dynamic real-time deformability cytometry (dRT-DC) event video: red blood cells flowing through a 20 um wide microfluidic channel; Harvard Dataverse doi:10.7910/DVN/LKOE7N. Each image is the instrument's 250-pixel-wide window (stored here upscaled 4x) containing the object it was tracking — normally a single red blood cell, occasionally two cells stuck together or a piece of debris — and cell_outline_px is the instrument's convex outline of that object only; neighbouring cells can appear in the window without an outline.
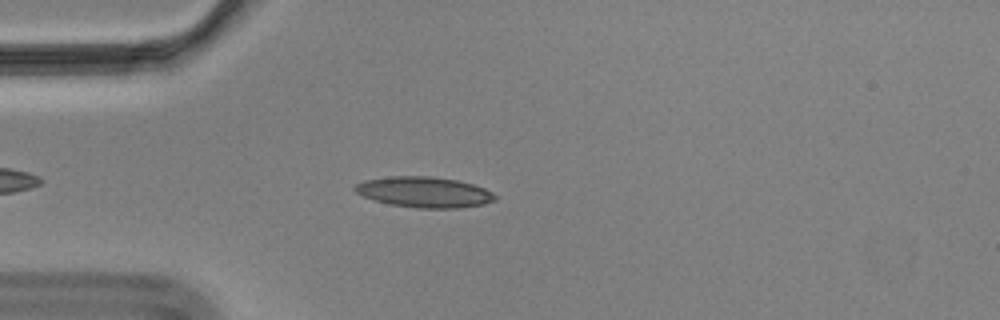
{"species": "Egyptian fruit bat (a non-hibernating species)", "species_latin": "Rousettus aegyptiacus", "temperature_condition": "cold", "stored_images_in_passage": 50, "camera_frame_rate_fps": 3000, "um_per_image_px": 0.085, "animal": {"sex": "male"}, "frame": {"image": 1, "passage_image": 8, "time_ms": 2.333, "image_size_px": [1000, 320], "cell_outline_px": [[496, 200], [484, 204], [460, 208], [416, 208], [392, 204], [376, 200], [364, 196], [356, 192], [352, 188], [356, 184], [364, 180], [392, 176], [432, 176], [456, 180], [472, 184], [484, 188], [492, 192], [496, 196]], "centroid_in_image_um": [36.08, 16.33], "position_along_channel_um": 48.9, "area_um2": 24.91}}
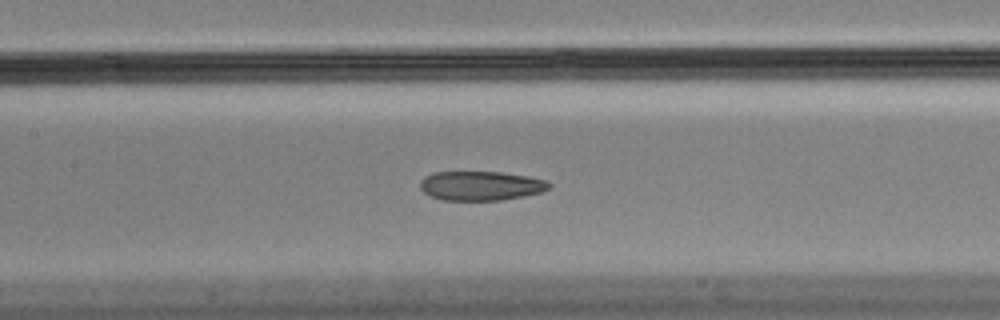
{"frame": {"image": 2, "passage_image": 19, "time_ms": 6.0, "image_size_px": [1000, 320], "cell_outline_px": [[552, 184], [548, 188], [540, 192], [524, 196], [500, 200], [444, 200], [432, 196], [424, 192], [420, 188], [420, 180], [424, 176], [436, 172], [500, 172], [528, 176], [544, 180]], "centroid_in_image_um": [40.85, 15.78], "position_along_channel_um": 166.6, "area_um2": 21.85}}
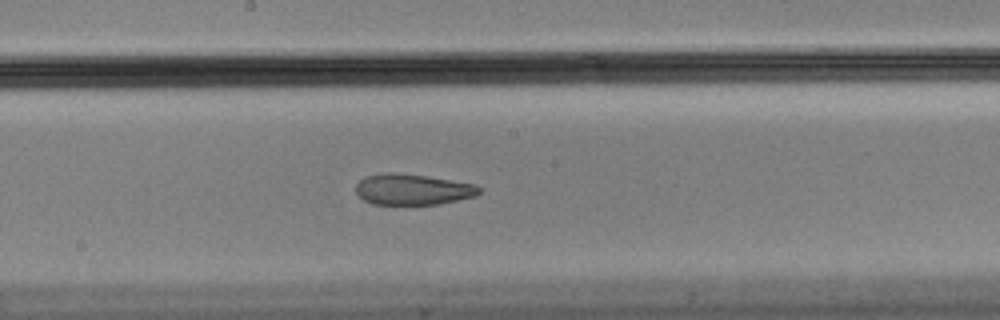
{"frame": {"image": 3, "passage_image": 23, "time_ms": 7.333, "image_size_px": [1000, 320], "cell_outline_px": [[480, 192], [476, 196], [440, 204], [372, 204], [364, 200], [356, 192], [356, 184], [364, 176], [384, 172], [392, 172], [428, 176], [472, 184], [480, 188]], "centroid_in_image_um": [35.04, 16.1], "position_along_channel_um": 213.2, "area_um2": 22.14}, "authors_computed_cell_mechanics": {"area_um2": 23.9581, "velocity_mm_per_s": 3.5043, "shape_relaxation_time_tau1_ms": null, "shape_relaxation_time_tau2_ms": 3.0496, "deformation_change_tau1": null, "deformation_change_tau2": 0.0871}}